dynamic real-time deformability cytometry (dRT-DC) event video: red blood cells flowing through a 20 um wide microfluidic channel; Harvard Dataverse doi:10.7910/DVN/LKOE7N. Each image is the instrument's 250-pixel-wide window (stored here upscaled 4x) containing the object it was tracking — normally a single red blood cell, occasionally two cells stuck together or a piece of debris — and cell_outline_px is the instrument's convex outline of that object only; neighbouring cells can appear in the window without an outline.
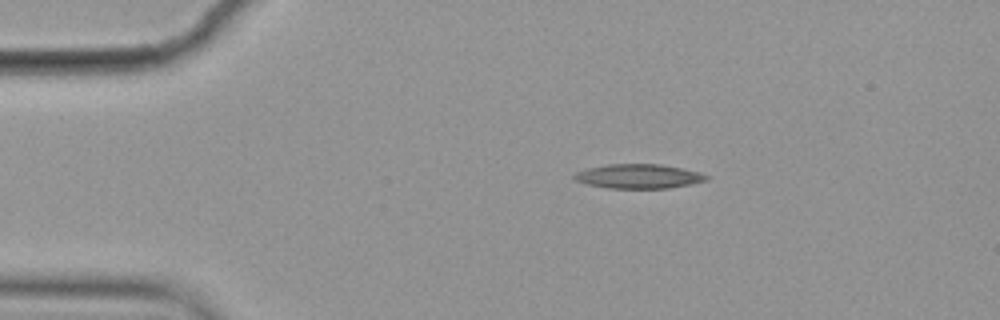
{"species": "common noctule bat (a hibernating species)", "species_latin": "Nyctalus noctula", "temperature_condition": "cold", "stored_images_in_passage": 13, "camera_frame_rate_fps": 3000, "um_per_image_px": 0.085, "animal": {"sex": "female", "body_mass_g": 19.9}, "frame": {"image": 1, "passage_image": 1, "time_ms": 0.0, "image_size_px": [1000, 320], "cell_outline_px": [[708, 180], [692, 184], [668, 188], [608, 188], [588, 184], [576, 180], [572, 176], [576, 172], [588, 168], [608, 164], [660, 164], [700, 172], [708, 176]], "centroid_in_image_um": [54.29, 14.98], "position_along_channel_um": 30.7, "area_um2": 18.61}}
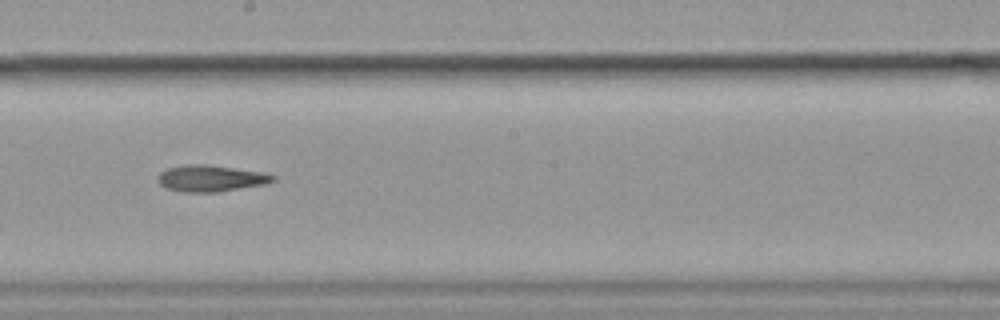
{"frame": {"image": 2, "passage_image": 7, "time_ms": 2.0, "image_size_px": [1000, 320], "cell_outline_px": [[276, 180], [264, 184], [216, 192], [184, 192], [168, 188], [160, 184], [156, 180], [156, 176], [160, 172], [168, 168], [188, 164], [208, 164], [264, 172], [276, 176]], "centroid_in_image_um": [17.91, 15.15], "position_along_channel_um": 230.3, "area_um2": 17.74}}
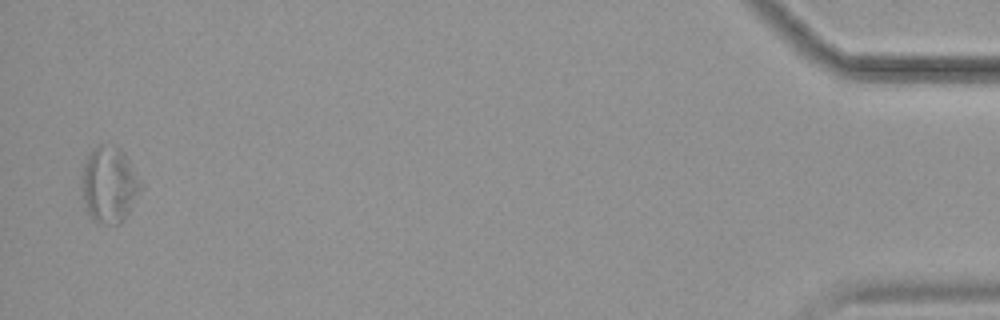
{"frame": {"image": 3, "passage_image": 13, "time_ms": 4.0, "image_size_px": [1000, 320], "cell_outline_px": [[144, 188], [124, 220], [120, 224], [112, 224], [96, 220], [88, 212], [80, 188], [80, 180], [84, 160], [88, 152], [96, 144], [116, 144], [124, 152], [144, 184]], "centroid_in_image_um": [9.3, 15.62], "position_along_channel_um": 425.9, "area_um2": 26.93}}